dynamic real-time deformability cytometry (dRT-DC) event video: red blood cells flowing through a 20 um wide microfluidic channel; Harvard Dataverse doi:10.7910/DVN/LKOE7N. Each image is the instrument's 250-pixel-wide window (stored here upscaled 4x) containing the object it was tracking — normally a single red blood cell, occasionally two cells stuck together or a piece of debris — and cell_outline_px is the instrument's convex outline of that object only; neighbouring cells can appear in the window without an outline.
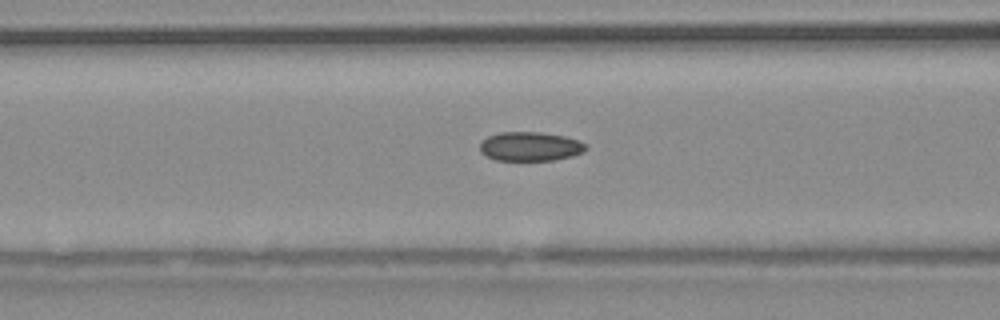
{"species": "common noctule bat (a hibernating species)", "species_latin": "Nyctalus noctula", "temperature_condition": "warm", "stored_images_in_passage": 38, "camera_frame_rate_fps": 3000, "um_per_image_px": 0.085, "animal": {"sex": "male", "body_mass_g": 20.4}, "frame": {"image": 1, "passage_image": 17, "time_ms": 5.333, "image_size_px": [1000, 320], "cell_outline_px": [[588, 148], [584, 152], [572, 156], [552, 160], [496, 160], [480, 152], [480, 144], [488, 136], [500, 132], [540, 132], [564, 136], [588, 144]], "centroid_in_image_um": [45.09, 12.44], "position_along_channel_um": 121.5, "area_um2": 17.92}}